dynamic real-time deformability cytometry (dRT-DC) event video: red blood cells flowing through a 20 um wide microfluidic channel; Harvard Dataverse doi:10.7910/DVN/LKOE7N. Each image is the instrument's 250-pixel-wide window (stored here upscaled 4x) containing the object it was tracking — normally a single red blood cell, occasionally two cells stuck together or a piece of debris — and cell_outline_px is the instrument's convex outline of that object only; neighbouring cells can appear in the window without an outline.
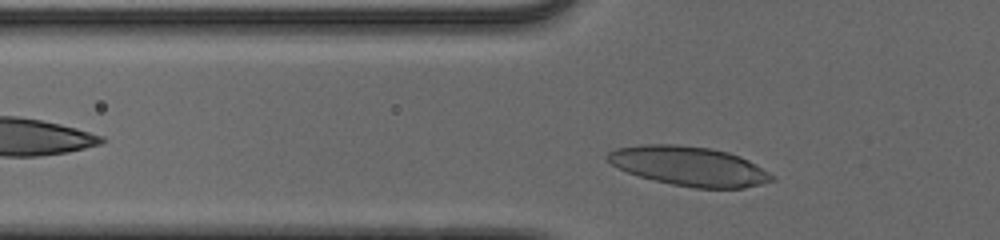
{"species": "human", "species_latin": "Homo sapiens", "temperature_condition": "cold", "stored_images_in_passage": 32, "camera_frame_rate_fps": 3000, "um_per_image_px": 0.085, "donor": {"sex": "male"}, "frame": {"image": 1, "passage_image": 3, "time_ms": 0.667, "image_size_px": [1000, 240], "cell_outline_px": [[776, 180], [744, 188], [696, 188], [672, 184], [640, 176], [628, 172], [612, 164], [604, 156], [608, 152], [616, 148], [640, 144], [676, 144], [712, 148], [728, 152], [740, 156], [756, 164], [776, 176]], "centroid_in_image_um": [58.6, 14.11], "position_along_channel_um": 67.2, "area_um2": 37.74}}
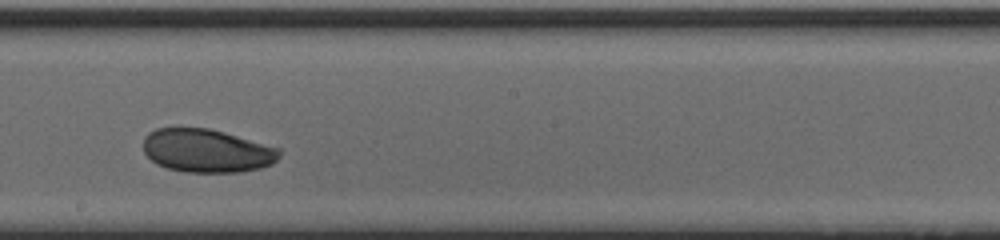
{"frame": {"image": 2, "passage_image": 16, "time_ms": 5.0, "image_size_px": [1000, 240], "cell_outline_px": [[280, 156], [272, 164], [260, 168], [240, 172], [184, 172], [168, 168], [156, 164], [144, 152], [144, 136], [148, 132], [156, 128], [208, 128], [224, 132], [280, 148]], "centroid_in_image_um": [17.57, 12.81], "position_along_channel_um": 230.6, "area_um2": 34.39}}
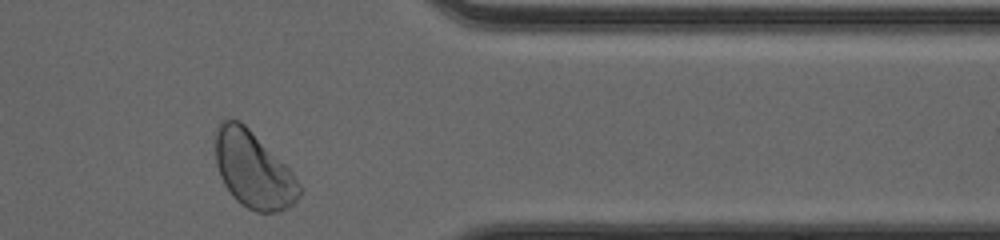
{"frame": {"image": 3, "passage_image": 29, "time_ms": 9.333, "image_size_px": [1000, 240], "cell_outline_px": [[300, 196], [292, 204], [280, 212], [256, 212], [240, 204], [232, 196], [224, 184], [220, 176], [216, 164], [216, 128], [220, 120], [240, 120], [292, 172], [300, 184]], "centroid_in_image_um": [21.51, 14.45], "position_along_channel_um": 389.9, "area_um2": 36.99}, "authors_computed_cell_mechanics": {"area_um2": 35.258, "velocity_mm_per_s": 3.8833, "shape_relaxation_time_tau1_ms": 2.9883, "shape_relaxation_time_tau2_ms": 2.3748, "deformation_change_tau1": 0.1083, "deformation_change_tau2": 0.0556}}